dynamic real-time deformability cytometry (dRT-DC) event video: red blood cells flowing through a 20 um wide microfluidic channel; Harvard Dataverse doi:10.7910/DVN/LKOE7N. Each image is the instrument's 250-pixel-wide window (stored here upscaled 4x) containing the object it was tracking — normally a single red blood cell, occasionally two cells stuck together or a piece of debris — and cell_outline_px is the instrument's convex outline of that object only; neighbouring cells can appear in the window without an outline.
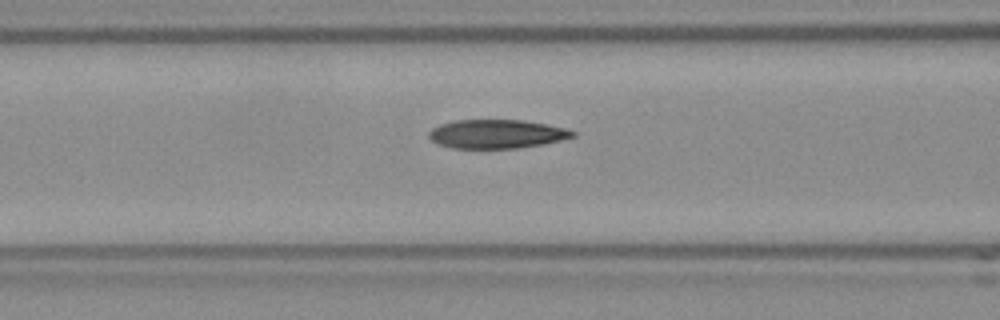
{"species": "Egyptian fruit bat (a non-hibernating species)", "species_latin": "Rousettus aegyptiacus", "temperature_condition": "room temperature", "stored_images_in_passage": 27, "camera_frame_rate_fps": 3000, "um_per_image_px": 0.085, "frame": {"image": 1, "passage_image": 5, "time_ms": 1.333, "image_size_px": [1000, 320], "cell_outline_px": [[576, 136], [544, 144], [520, 148], [452, 148], [440, 144], [432, 140], [428, 136], [428, 132], [432, 128], [440, 124], [456, 120], [524, 120], [548, 124], [564, 128], [576, 132]], "centroid_in_image_um": [42.24, 11.38], "position_along_channel_um": 124.4, "area_um2": 24.16}}